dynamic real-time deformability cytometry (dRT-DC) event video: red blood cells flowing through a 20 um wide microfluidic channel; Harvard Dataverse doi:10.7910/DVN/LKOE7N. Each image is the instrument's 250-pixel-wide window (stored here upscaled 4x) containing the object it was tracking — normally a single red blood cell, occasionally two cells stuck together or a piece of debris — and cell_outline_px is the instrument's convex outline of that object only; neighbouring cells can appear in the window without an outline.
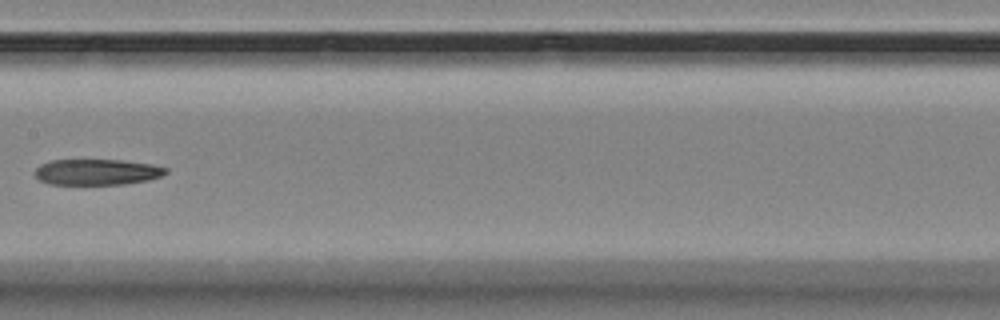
{"species": "Egyptian fruit bat (a non-hibernating species)", "species_latin": "Rousettus aegyptiacus", "temperature_condition": "room temperature", "stored_images_in_passage": 12, "camera_frame_rate_fps": 3000, "um_per_image_px": 0.085, "animal": {"sex": "female"}, "frame": {"image": 1, "passage_image": 10, "time_ms": 10.667, "image_size_px": [1000, 320], "cell_outline_px": [[168, 172], [160, 176], [148, 180], [124, 184], [48, 184], [40, 180], [32, 172], [40, 164], [52, 160], [124, 160], [152, 164], [168, 168]], "centroid_in_image_um": [8.23, 14.61], "position_along_channel_um": 199.2, "area_um2": 19.83}}
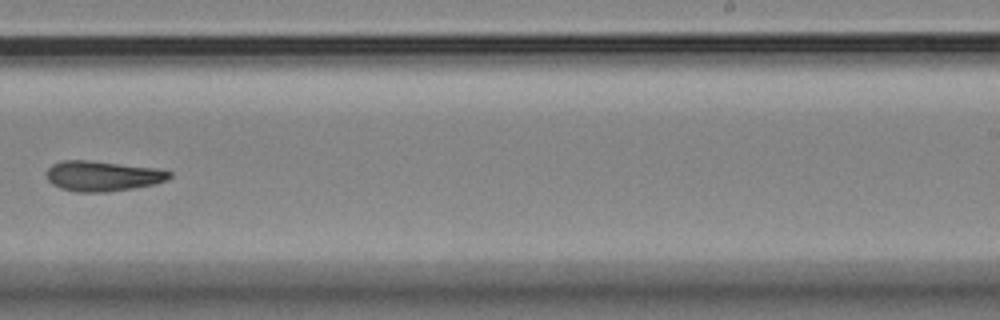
{"frame": {"image": 2, "passage_image": 12, "time_ms": 13.0, "image_size_px": [1000, 320], "cell_outline_px": [[172, 176], [168, 180], [156, 184], [108, 192], [76, 192], [60, 188], [52, 184], [48, 180], [48, 168], [52, 164], [60, 160], [88, 160], [156, 168], [172, 172]], "centroid_in_image_um": [8.74, 14.96], "position_along_channel_um": 280.3, "area_um2": 21.73}}